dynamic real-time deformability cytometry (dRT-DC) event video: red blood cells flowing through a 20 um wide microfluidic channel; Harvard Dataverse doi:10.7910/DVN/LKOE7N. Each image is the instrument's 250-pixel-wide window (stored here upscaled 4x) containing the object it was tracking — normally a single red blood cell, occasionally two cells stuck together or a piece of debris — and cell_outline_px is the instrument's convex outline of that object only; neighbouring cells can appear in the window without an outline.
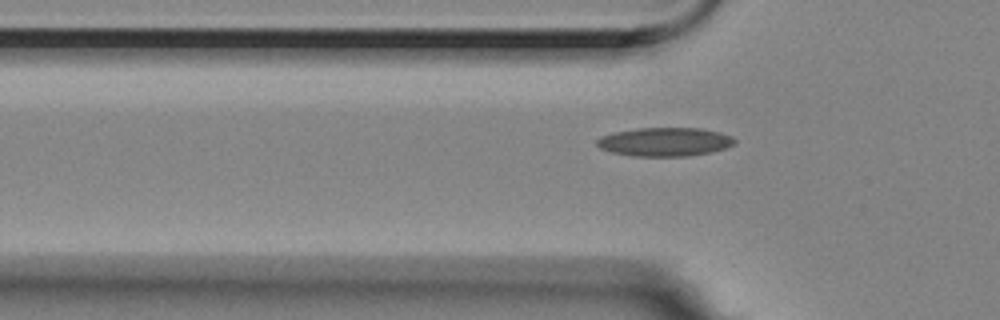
{"species": "Egyptian fruit bat (a non-hibernating species)", "species_latin": "Rousettus aegyptiacus", "temperature_condition": "room temperature", "stored_images_in_passage": 3, "segment_of_instrument_passage": [2, 2], "camera_frame_rate_fps": 3000, "um_per_image_px": 0.085, "animal": {"sex": "female"}, "frame": {"image": 1, "passage_image": 3, "time_ms": 0.667, "image_size_px": [1000, 320], "cell_outline_px": [[736, 144], [712, 152], [684, 156], [632, 156], [612, 152], [600, 148], [596, 144], [596, 140], [600, 136], [612, 132], [636, 128], [700, 128], [720, 132], [732, 136], [736, 140]], "centroid_in_image_um": [56.5, 12.05], "position_along_channel_um": 69.3, "area_um2": 23.18}}